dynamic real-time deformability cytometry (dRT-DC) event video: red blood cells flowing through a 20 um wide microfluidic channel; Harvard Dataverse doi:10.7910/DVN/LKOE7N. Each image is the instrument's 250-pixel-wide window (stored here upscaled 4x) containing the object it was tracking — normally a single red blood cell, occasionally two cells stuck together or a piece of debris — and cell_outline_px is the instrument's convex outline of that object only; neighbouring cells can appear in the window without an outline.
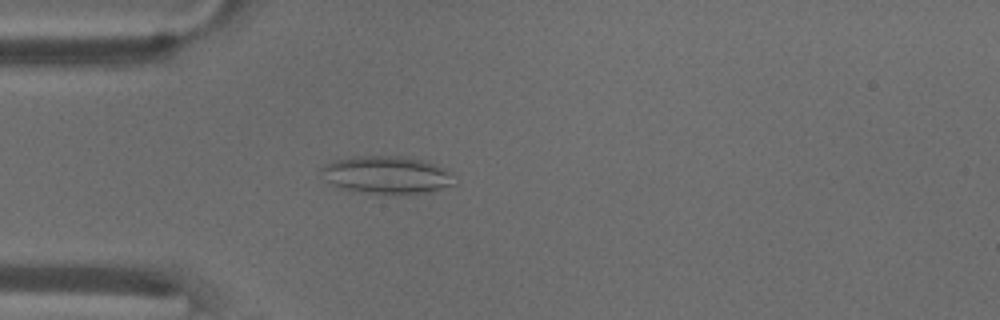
{"species": "common noctule bat (a hibernating species)", "species_latin": "Nyctalus noctula", "temperature_condition": "warm", "stored_images_in_passage": 53, "camera_frame_rate_fps": 3000, "um_per_image_px": 0.085, "animal": {"sex": "male", "body_mass_g": 18.8}, "frame": {"image": 1, "passage_image": 14, "time_ms": 4.333, "image_size_px": [1000, 320], "cell_outline_px": [[456, 184], [432, 192], [400, 196], [368, 192], [340, 188], [332, 184], [328, 180], [320, 168], [324, 164], [336, 160], [352, 156], [408, 156], [424, 160], [448, 168]], "centroid_in_image_um": [32.97, 14.87], "position_along_channel_um": 52.0, "area_um2": 29.71}}
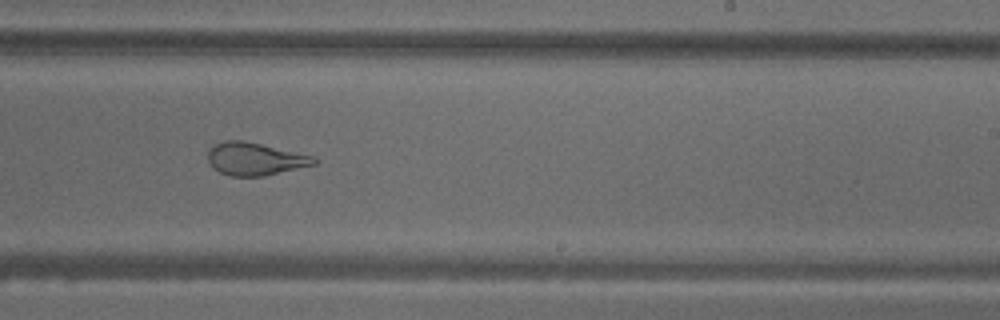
{"frame": {"image": 2, "passage_image": 32, "time_ms": 10.333, "image_size_px": [1000, 320], "cell_outline_px": [[320, 160], [316, 164], [264, 176], [232, 176], [220, 172], [212, 168], [208, 160], [208, 152], [212, 144], [224, 140], [244, 140], [312, 156]], "centroid_in_image_um": [21.64, 13.5], "position_along_channel_um": 267.4, "area_um2": 20.23}}
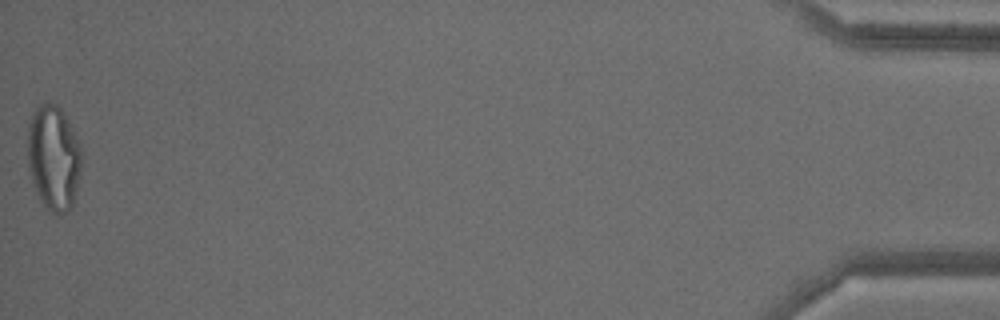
{"frame": {"image": 3, "passage_image": 53, "time_ms": 17.333, "image_size_px": [1000, 320], "cell_outline_px": [[80, 176], [76, 192], [72, 204], [68, 212], [60, 216], [52, 212], [40, 200], [32, 184], [28, 168], [28, 124], [32, 112], [44, 100], [56, 104], [60, 108], [68, 120], [80, 144]], "centroid_in_image_um": [4.54, 13.4], "position_along_channel_um": 430.7, "area_um2": 33.29}, "authors_computed_cell_mechanics": {"area_um2": 27.3394, "velocity_mm_per_s": 3.7182, "shape_relaxation_time_tau1_ms": null, "shape_relaxation_time_tau2_ms": 1.4185, "deformation_change_tau1": null, "deformation_change_tau2": 0.1014}}